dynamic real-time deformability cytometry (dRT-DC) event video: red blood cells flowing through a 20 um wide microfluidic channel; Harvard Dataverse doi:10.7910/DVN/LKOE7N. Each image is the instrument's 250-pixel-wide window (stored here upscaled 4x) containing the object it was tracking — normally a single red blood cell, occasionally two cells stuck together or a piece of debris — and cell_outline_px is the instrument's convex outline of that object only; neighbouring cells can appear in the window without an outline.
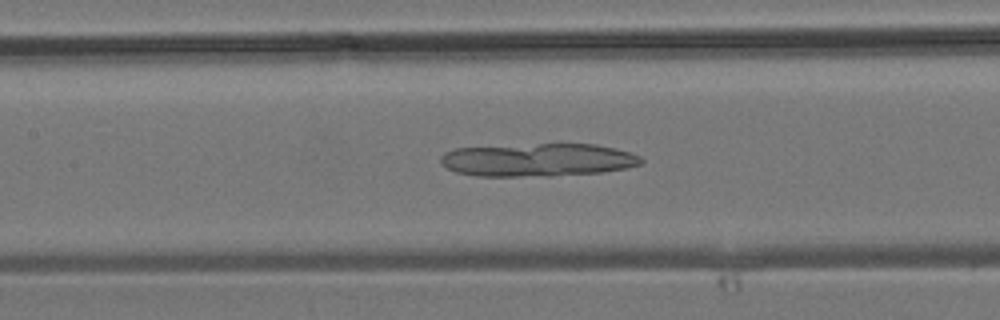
{"species": "common noctule bat (a hibernating species)", "species_latin": "Nyctalus noctula", "temperature_condition": "room temperature", "stored_images_in_passage": 32, "camera_frame_rate_fps": 3000, "um_per_image_px": 0.085, "animal": {"sex": "male", "body_mass_g": 19.2, "forearm_length_mm": 51.8}, "frame": {"image": 1, "passage_image": 8, "time_ms": 2.333, "image_size_px": [1000, 320], "cell_outline_px": [[644, 160], [640, 164], [628, 168], [600, 172], [552, 176], [476, 176], [456, 172], [448, 168], [440, 160], [440, 156], [444, 152], [456, 148], [540, 144], [596, 144], [628, 152], [640, 156]], "centroid_in_image_um": [45.72, 13.6], "position_along_channel_um": 161.7, "area_um2": 38.44}}
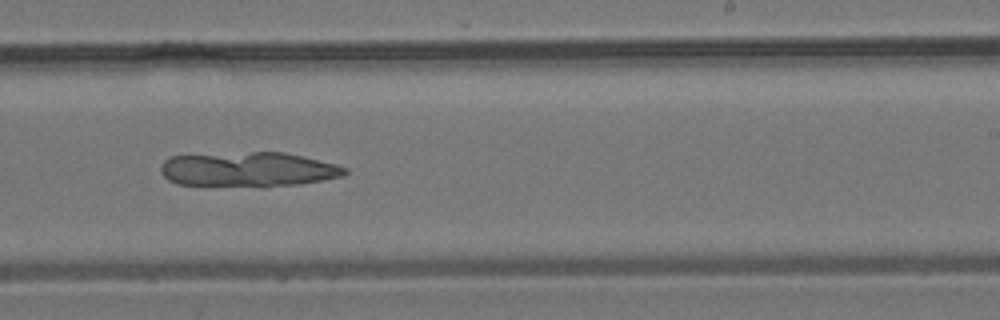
{"frame": {"image": 2, "passage_image": 15, "time_ms": 4.667, "image_size_px": [1000, 320], "cell_outline_px": [[348, 172], [344, 176], [296, 184], [176, 184], [168, 180], [160, 172], [160, 168], [164, 160], [172, 156], [252, 152], [284, 152], [336, 164], [348, 168]], "centroid_in_image_um": [21.11, 14.36], "position_along_channel_um": 267.9, "area_um2": 35.89}}
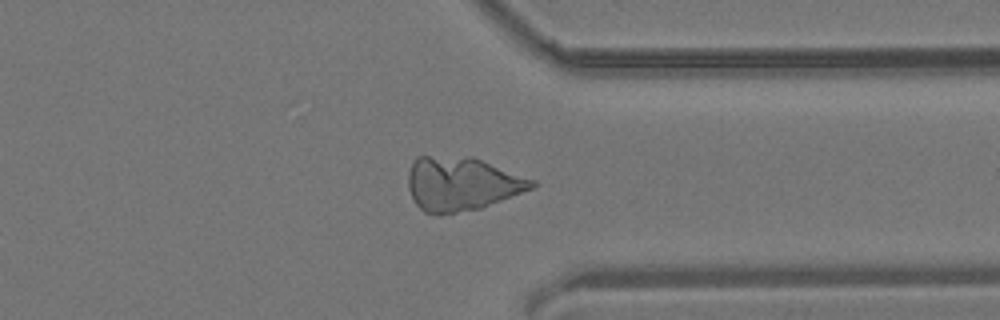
{"frame": {"image": 3, "passage_image": 22, "time_ms": 7.0, "image_size_px": [1000, 320], "cell_outline_px": [[536, 184], [532, 188], [480, 208], [440, 216], [436, 216], [424, 212], [416, 204], [408, 188], [408, 172], [416, 156], [472, 156], [536, 180]], "centroid_in_image_um": [39.21, 15.62], "position_along_channel_um": 372.2, "area_um2": 38.9}}